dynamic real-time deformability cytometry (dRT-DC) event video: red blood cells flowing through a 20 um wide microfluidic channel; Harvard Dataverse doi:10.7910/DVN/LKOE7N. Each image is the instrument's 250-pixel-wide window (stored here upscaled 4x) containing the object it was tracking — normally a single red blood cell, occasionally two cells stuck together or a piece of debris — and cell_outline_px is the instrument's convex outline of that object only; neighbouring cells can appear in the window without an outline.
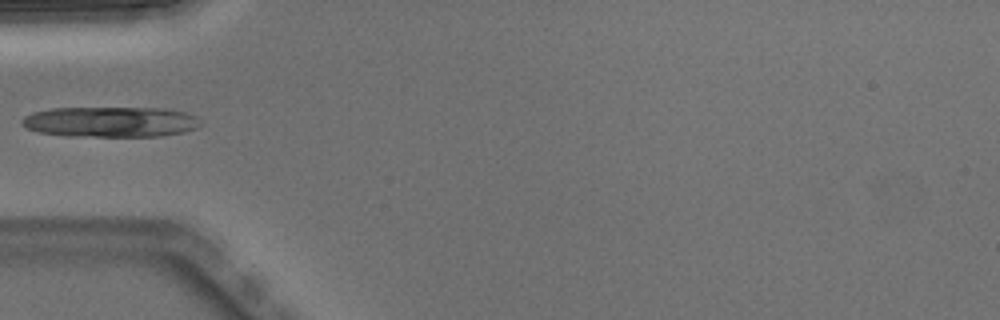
{"species": "Egyptian fruit bat (a non-hibernating species)", "species_latin": "Rousettus aegyptiacus", "temperature_condition": "warm", "stored_images_in_passage": 3, "camera_frame_rate_fps": 3000, "um_per_image_px": 0.085, "animal": {"sex": "male"}, "frame": {"image": 1, "passage_image": 3, "time_ms": 0.667, "image_size_px": [1000, 320], "cell_outline_px": [[204, 124], [196, 128], [184, 132], [160, 136], [68, 136], [40, 132], [28, 128], [20, 124], [20, 120], [24, 116], [32, 112], [52, 108], [164, 108], [184, 112], [196, 116]], "centroid_in_image_um": [9.41, 10.35], "position_along_channel_um": 75.6, "area_um2": 31.85}}